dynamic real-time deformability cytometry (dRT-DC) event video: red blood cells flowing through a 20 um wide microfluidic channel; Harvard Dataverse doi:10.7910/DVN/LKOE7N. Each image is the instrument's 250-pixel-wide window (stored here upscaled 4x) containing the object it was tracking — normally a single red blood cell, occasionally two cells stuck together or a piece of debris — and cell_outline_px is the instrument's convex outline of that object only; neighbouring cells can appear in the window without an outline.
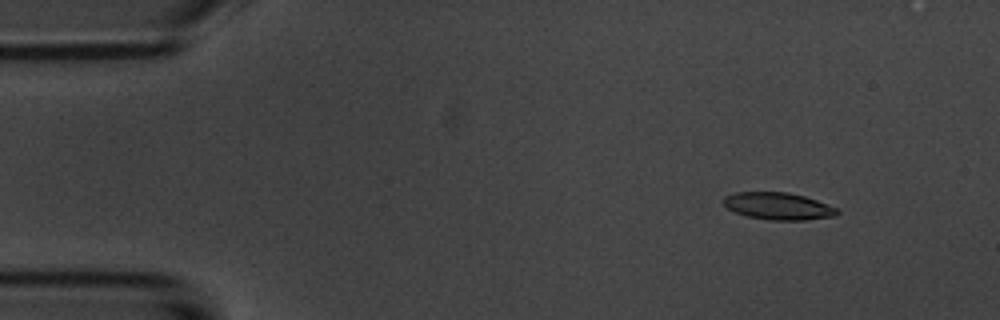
{"species": "common noctule bat (a hibernating species)", "species_latin": "Nyctalus noctula", "temperature_condition": "room temperature", "stored_images_in_passage": 5, "camera_frame_rate_fps": 3000, "um_per_image_px": 0.085, "animal": {"sex": "male", "body_mass_g": 20.1, "forearm_length_mm": 53.5}, "frame": {"image": 1, "passage_image": 2, "time_ms": 1.0, "image_size_px": [1000, 320], "cell_outline_px": [[840, 212], [836, 216], [804, 220], [768, 220], [748, 216], [736, 212], [728, 208], [724, 204], [724, 196], [736, 192], [788, 192], [804, 196], [840, 208]], "centroid_in_image_um": [66.2, 17.52], "position_along_channel_um": 18.8, "area_um2": 18.03}}
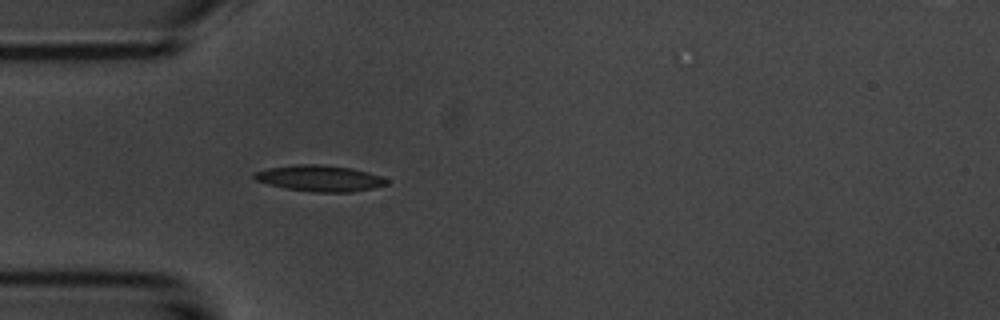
{"frame": {"image": 2, "passage_image": 5, "time_ms": 4.333, "image_size_px": [1000, 320], "cell_outline_px": [[388, 184], [372, 188], [352, 192], [312, 192], [284, 188], [268, 184], [256, 180], [252, 176], [252, 172], [268, 168], [296, 164], [320, 164], [352, 168], [368, 172], [380, 176], [388, 180]], "centroid_in_image_um": [27.14, 15.15], "position_along_channel_um": 57.9, "area_um2": 20.23}}